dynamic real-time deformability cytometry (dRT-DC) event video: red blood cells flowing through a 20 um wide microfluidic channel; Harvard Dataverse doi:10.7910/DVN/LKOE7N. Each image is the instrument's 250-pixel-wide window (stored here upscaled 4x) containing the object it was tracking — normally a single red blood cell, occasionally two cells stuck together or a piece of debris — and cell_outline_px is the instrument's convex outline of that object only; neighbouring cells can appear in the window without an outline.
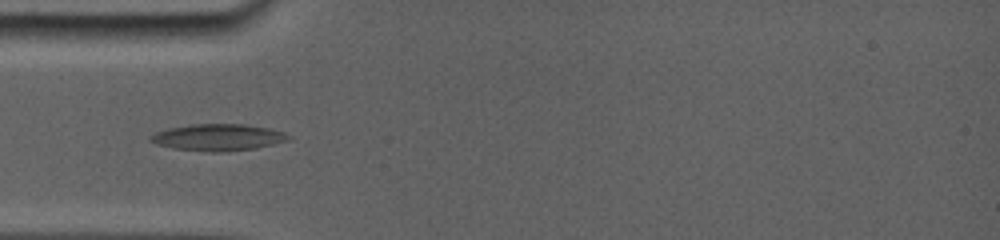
{"species": "common noctule bat (a hibernating species)", "species_latin": "Nyctalus noctula", "temperature_condition": "room temperature", "stored_images_in_passage": 29, "camera_frame_rate_fps": 5000, "um_per_image_px": 0.085, "animal": {"sex": "female", "body_mass_g": 19.0, "forearm_length_mm": 56.7}, "frame": {"image": 1, "passage_image": 9, "time_ms": 5.0, "image_size_px": [1000, 240], "cell_outline_px": [[284, 140], [252, 148], [216, 152], [212, 152], [176, 148], [160, 144], [152, 140], [152, 136], [160, 132], [172, 128], [196, 124], [240, 124], [264, 128], [280, 132], [284, 136]], "centroid_in_image_um": [18.46, 11.67], "position_along_channel_um": 66.5, "area_um2": 19.77}}
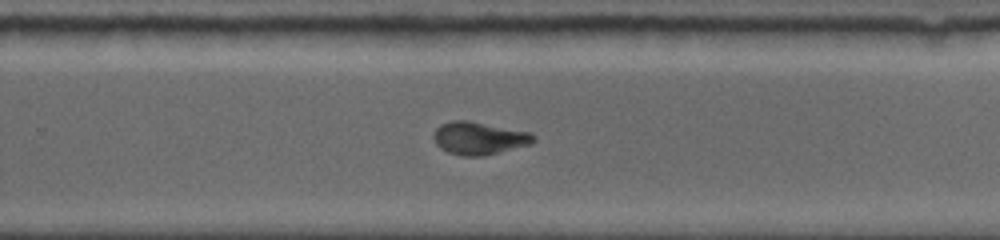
{"frame": {"image": 2, "passage_image": 19, "time_ms": 10.8, "image_size_px": [1000, 240], "cell_outline_px": [[536, 140], [532, 144], [484, 156], [460, 156], [448, 152], [440, 148], [436, 144], [432, 136], [436, 128], [440, 124], [452, 120], [468, 120], [532, 132], [536, 136]], "centroid_in_image_um": [40.73, 11.74], "position_along_channel_um": 289.1, "area_um2": 19.42}}
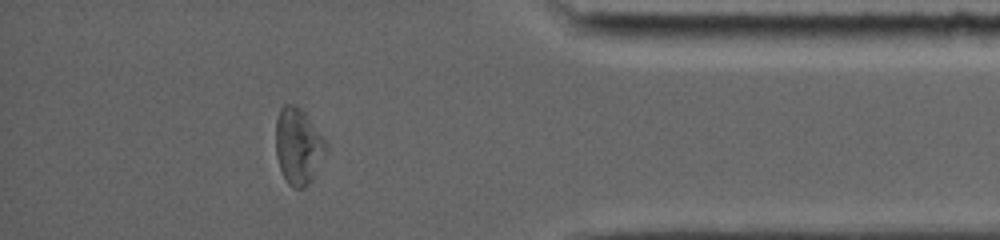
{"frame": {"image": 3, "passage_image": 27, "time_ms": 14.4, "image_size_px": [1000, 240], "cell_outline_px": [[328, 152], [308, 184], [304, 188], [292, 188], [288, 184], [280, 168], [276, 156], [276, 120], [280, 108], [284, 104], [292, 104], [300, 108], [304, 112], [328, 144]], "centroid_in_image_um": [25.35, 12.43], "position_along_channel_um": 409.8, "area_um2": 22.31}, "authors_computed_cell_mechanics": {"area_um2": 19.1318, "velocity_mm_per_s": 3.8496, "shape_relaxation_time_tau1_ms": 8.6369, "shape_relaxation_time_tau2_ms": 1.9718, "deformation_change_tau1": 0.2493, "deformation_change_tau2": 0.0734}}